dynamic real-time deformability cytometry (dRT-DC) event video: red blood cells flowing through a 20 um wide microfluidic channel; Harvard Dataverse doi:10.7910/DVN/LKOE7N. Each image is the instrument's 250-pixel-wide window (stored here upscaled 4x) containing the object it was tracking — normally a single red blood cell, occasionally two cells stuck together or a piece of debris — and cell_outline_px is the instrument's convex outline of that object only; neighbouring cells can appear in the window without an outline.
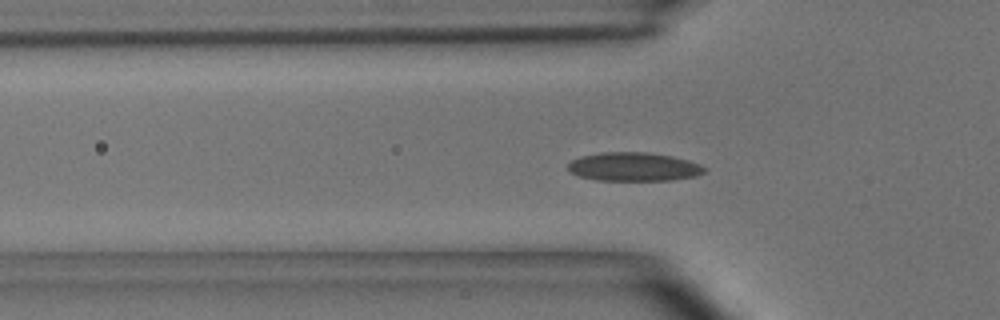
{"species": "common noctule bat (a hibernating species)", "species_latin": "Nyctalus noctula", "temperature_condition": "room temperature", "stored_images_in_passage": 38, "camera_frame_rate_fps": 3000, "um_per_image_px": 0.085, "animal": {"sex": "male", "body_mass_g": 15.6}, "frame": {"image": 1, "passage_image": 4, "time_ms": 1.0, "image_size_px": [1000, 320], "cell_outline_px": [[708, 168], [704, 172], [696, 176], [672, 180], [596, 180], [580, 176], [568, 172], [568, 164], [572, 160], [580, 156], [600, 152], [648, 152], [672, 156], [688, 160], [700, 164]], "centroid_in_image_um": [53.87, 14.17], "position_along_channel_um": 71.9, "area_um2": 22.95}}
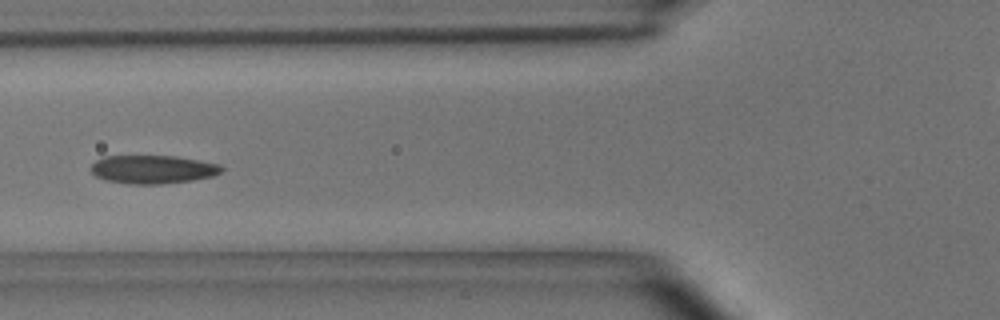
{"frame": {"image": 2, "passage_image": 7, "time_ms": 2.0, "image_size_px": [1000, 320], "cell_outline_px": [[224, 168], [220, 172], [212, 176], [192, 180], [160, 184], [132, 184], [108, 180], [96, 176], [92, 172], [92, 164], [96, 160], [104, 156], [176, 156], [220, 164]], "centroid_in_image_um": [13.0, 14.39], "position_along_channel_um": 112.8, "area_um2": 21.39}}
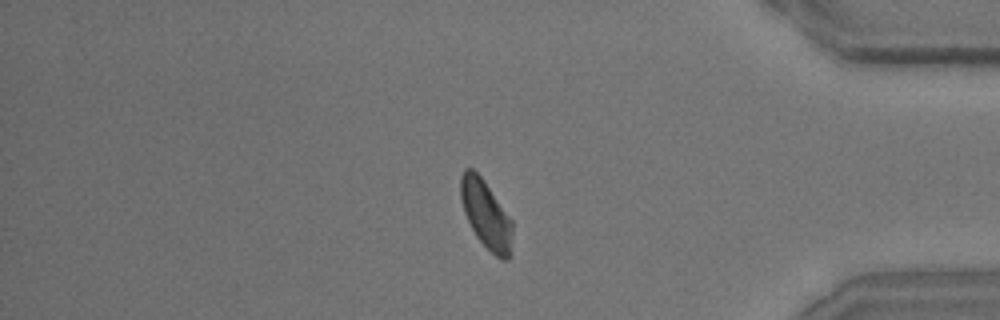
{"frame": {"image": 3, "passage_image": 30, "time_ms": 9.667, "image_size_px": [1000, 320], "cell_outline_px": [[512, 232], [508, 260], [500, 260], [476, 236], [464, 212], [460, 200], [460, 176], [464, 168], [472, 168], [480, 176], [512, 220]], "centroid_in_image_um": [41.28, 18.2], "position_along_channel_um": 393.9, "area_um2": 20.11}, "authors_computed_cell_mechanics": {"area_um2": 21.386, "velocity_mm_per_s": 4.0306, "shape_relaxation_time_tau1_ms": 4.0544, "shape_relaxation_time_tau2_ms": 1.377, "deformation_change_tau1": 0.1041, "deformation_change_tau2": 0.0573}}